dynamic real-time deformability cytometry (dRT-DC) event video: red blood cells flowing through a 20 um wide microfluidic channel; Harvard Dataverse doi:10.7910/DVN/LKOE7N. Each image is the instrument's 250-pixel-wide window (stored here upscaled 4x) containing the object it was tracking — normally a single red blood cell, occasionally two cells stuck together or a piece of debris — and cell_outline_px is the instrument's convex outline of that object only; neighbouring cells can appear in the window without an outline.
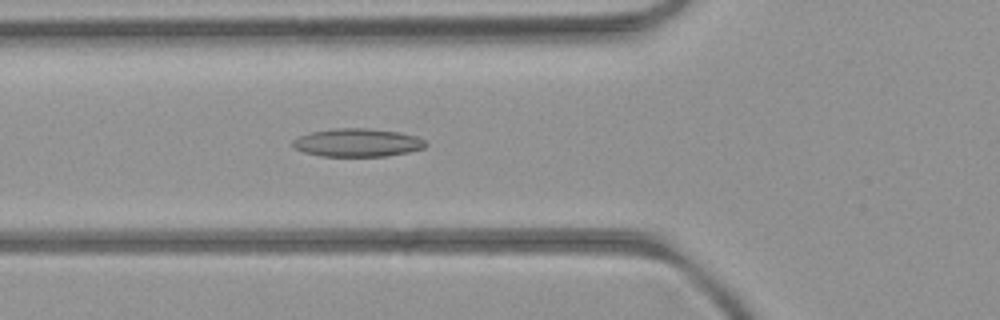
{"species": "common noctule bat (a hibernating species)", "species_latin": "Nyctalus noctula", "temperature_condition": "room temperature", "stored_images_in_passage": 49, "camera_frame_rate_fps": 3000, "um_per_image_px": 0.085, "animal": {"sex": "female", "body_mass_g": 21.9}, "frame": {"image": 1, "passage_image": 19, "time_ms": 6.0, "image_size_px": [1000, 320], "cell_outline_px": [[428, 144], [424, 148], [408, 152], [388, 156], [320, 156], [304, 152], [292, 148], [292, 140], [300, 136], [312, 132], [332, 128], [368, 128], [400, 132], [416, 136], [424, 140]], "centroid_in_image_um": [30.38, 12.12], "position_along_channel_um": 95.4, "area_um2": 21.96}}
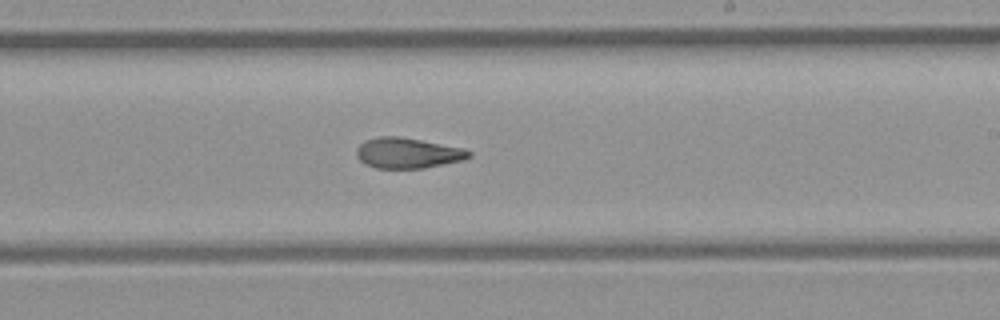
{"frame": {"image": 2, "passage_image": 31, "time_ms": 10.0, "image_size_px": [1000, 320], "cell_outline_px": [[472, 156], [464, 160], [424, 168], [376, 168], [364, 164], [356, 156], [356, 148], [364, 140], [380, 136], [400, 136], [464, 148], [472, 152]], "centroid_in_image_um": [34.65, 13.0], "position_along_channel_um": 254.4, "area_um2": 20.17}}
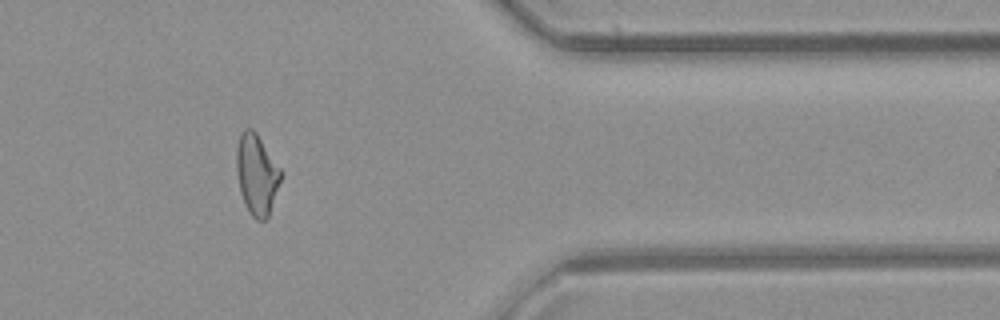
{"frame": {"image": 3, "passage_image": 43, "time_ms": 14.0, "image_size_px": [1000, 320], "cell_outline_px": [[280, 180], [268, 216], [264, 220], [256, 220], [248, 212], [244, 204], [240, 192], [236, 172], [236, 148], [240, 132], [244, 128], [252, 128], [256, 132], [280, 168]], "centroid_in_image_um": [21.77, 14.8], "position_along_channel_um": 389.6, "area_um2": 20.69}, "authors_computed_cell_mechanics": {"area_um2": 20.6924, "velocity_mm_per_s": 3.9583, "shape_relaxation_time_tau1_ms": null, "shape_relaxation_time_tau2_ms": 3.5073, "deformation_change_tau1": null, "deformation_change_tau2": 0.1164}}